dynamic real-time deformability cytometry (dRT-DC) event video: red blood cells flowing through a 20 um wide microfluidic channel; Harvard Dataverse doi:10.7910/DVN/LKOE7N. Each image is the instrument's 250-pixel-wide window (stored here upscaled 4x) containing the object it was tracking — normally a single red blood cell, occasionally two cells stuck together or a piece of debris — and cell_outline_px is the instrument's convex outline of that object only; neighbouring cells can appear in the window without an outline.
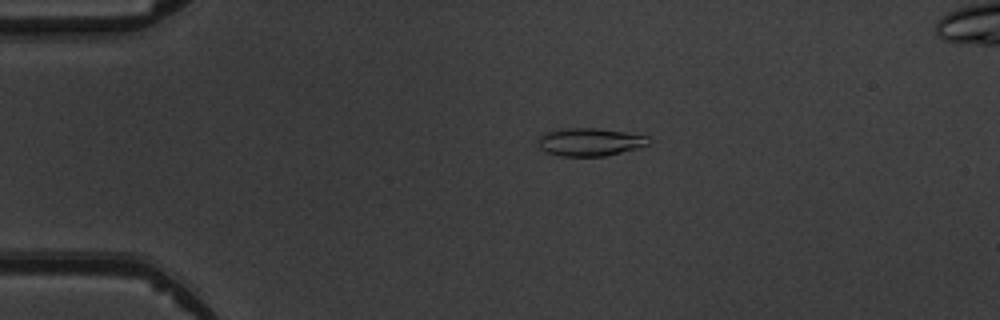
{"species": "common noctule bat (a hibernating species)", "species_latin": "Nyctalus noctula", "temperature_condition": "warm", "stored_images_in_passage": 5, "camera_frame_rate_fps": 3000, "um_per_image_px": 0.085, "animal": {"sex": "male", "body_mass_g": 19.5, "forearm_length_mm": 54.6}, "frame": {"image": 1, "passage_image": 3, "time_ms": 3.333, "image_size_px": [1000, 320], "cell_outline_px": [[652, 140], [648, 144], [636, 148], [604, 156], [560, 156], [548, 152], [540, 148], [536, 136], [544, 132], [564, 128], [596, 128], [624, 132], [648, 136]], "centroid_in_image_um": [50.09, 12.05], "position_along_channel_um": 34.9, "area_um2": 17.98}}